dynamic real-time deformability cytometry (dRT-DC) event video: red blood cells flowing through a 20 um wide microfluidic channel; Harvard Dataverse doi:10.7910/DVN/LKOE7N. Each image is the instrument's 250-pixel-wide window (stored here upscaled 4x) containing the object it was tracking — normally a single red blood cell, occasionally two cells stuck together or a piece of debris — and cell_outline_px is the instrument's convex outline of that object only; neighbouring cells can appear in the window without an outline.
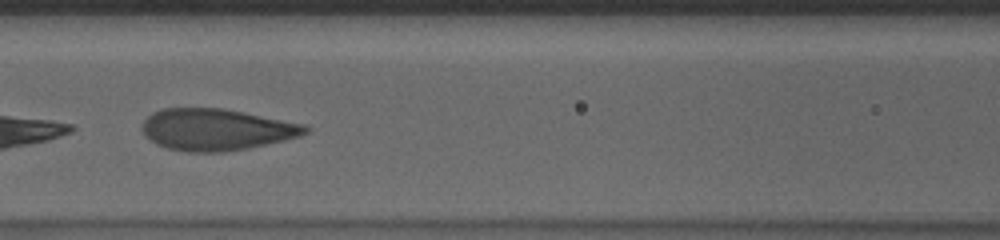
{"species": "human", "species_latin": "Homo sapiens", "temperature_condition": "cold", "stored_images_in_passage": 39, "camera_frame_rate_fps": 3000, "um_per_image_px": 0.085, "donor": {"sex": "male"}, "frame": {"image": 1, "passage_image": 12, "time_ms": 3.667, "image_size_px": [1000, 240], "cell_outline_px": [[312, 128], [308, 132], [300, 136], [284, 140], [248, 148], [224, 152], [188, 152], [168, 148], [156, 144], [144, 136], [144, 120], [152, 112], [160, 108], [224, 108], [308, 124]], "centroid_in_image_um": [18.44, 11.0], "position_along_channel_um": 148.2, "area_um2": 39.88}}
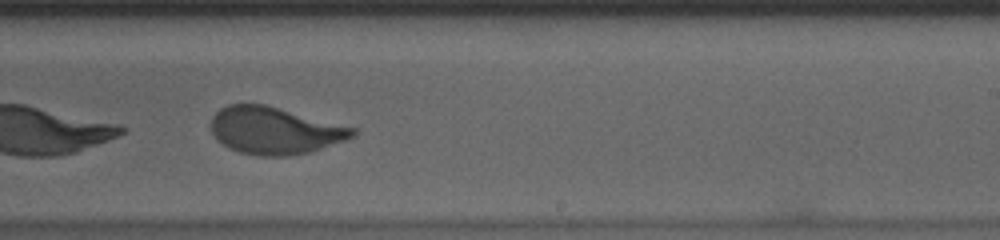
{"frame": {"image": 2, "passage_image": 22, "time_ms": 7.0, "image_size_px": [1000, 240], "cell_outline_px": [[356, 136], [312, 152], [288, 156], [256, 156], [240, 152], [228, 148], [216, 140], [212, 132], [212, 116], [220, 108], [228, 104], [264, 104], [356, 128]], "centroid_in_image_um": [23.34, 11.11], "position_along_channel_um": 265.7, "area_um2": 39.02}}
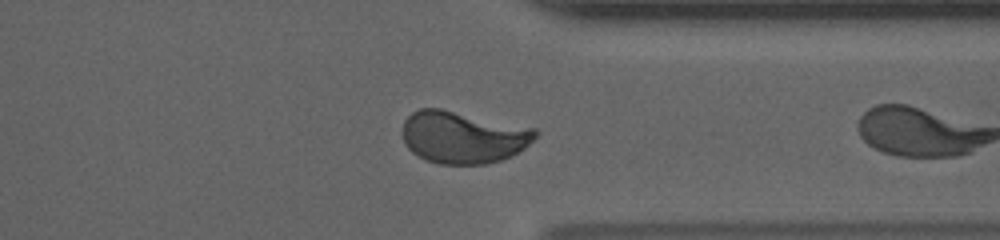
{"frame": {"image": 3, "passage_image": 26, "time_ms": 8.333, "image_size_px": [1000, 240], "cell_outline_px": [[540, 132], [520, 152], [512, 156], [500, 160], [484, 164], [436, 164], [424, 160], [416, 156], [404, 144], [400, 132], [404, 120], [412, 112], [420, 108], [440, 108], [536, 128]], "centroid_in_image_um": [39.32, 11.66], "position_along_channel_um": 372.1, "area_um2": 40.98}, "authors_computed_cell_mechanics": {"area_um2": 40.0554, "velocity_mm_per_s": 3.5376, "shape_relaxation_time_tau1_ms": 3.2106, "shape_relaxation_time_tau2_ms": 0.8612, "deformation_change_tau1": 0.1467, "deformation_change_tau2": 0.0783}}